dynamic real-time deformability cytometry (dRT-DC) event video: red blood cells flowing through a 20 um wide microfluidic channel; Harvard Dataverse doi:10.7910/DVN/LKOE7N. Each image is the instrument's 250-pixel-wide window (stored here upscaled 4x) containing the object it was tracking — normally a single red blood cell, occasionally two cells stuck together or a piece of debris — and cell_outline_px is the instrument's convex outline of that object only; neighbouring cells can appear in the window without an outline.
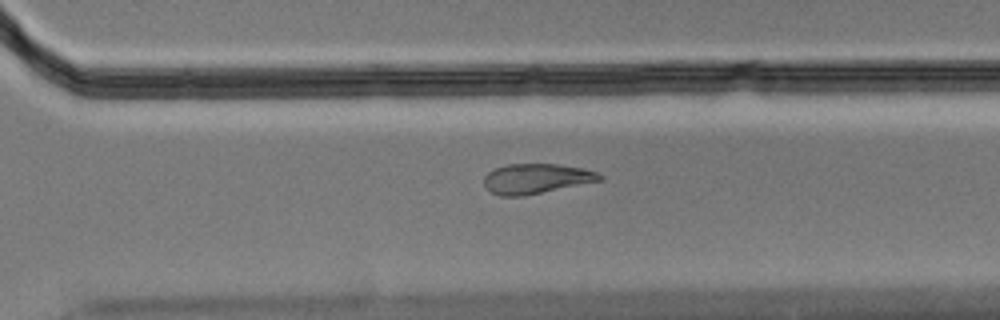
{"species": "Egyptian fruit bat (a non-hibernating species)", "species_latin": "Rousettus aegyptiacus", "temperature_condition": "cold", "stored_images_in_passage": 8, "camera_frame_rate_fps": 3000, "um_per_image_px": 0.085, "animal": {"sex": "male"}, "frame": {"image": 1, "passage_image": 8, "time_ms": 2.333, "image_size_px": [1000, 320], "cell_outline_px": [[604, 180], [524, 196], [500, 196], [492, 192], [484, 184], [484, 176], [488, 172], [496, 168], [508, 164], [560, 164], [584, 168], [596, 172], [604, 176]], "centroid_in_image_um": [45.62, 15.18], "position_along_channel_um": 325.0, "area_um2": 20.29}}